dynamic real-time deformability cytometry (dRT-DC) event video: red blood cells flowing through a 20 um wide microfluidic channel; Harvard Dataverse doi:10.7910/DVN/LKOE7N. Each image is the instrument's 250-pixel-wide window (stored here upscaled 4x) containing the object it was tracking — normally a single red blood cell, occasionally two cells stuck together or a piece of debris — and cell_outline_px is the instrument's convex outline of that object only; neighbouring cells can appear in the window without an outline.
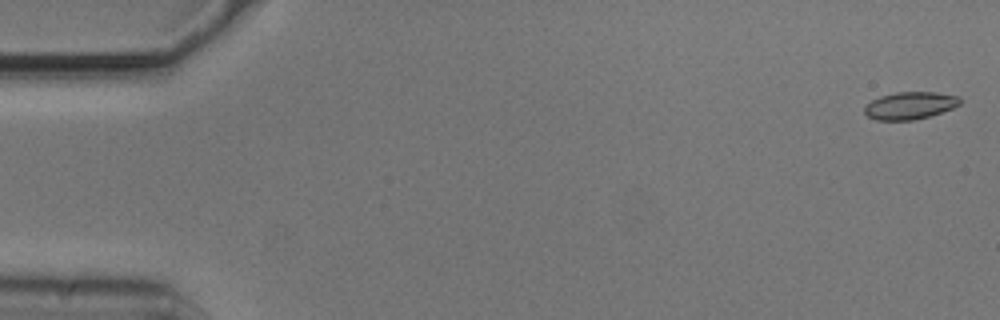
{"species": "common noctule bat (a hibernating species)", "species_latin": "Nyctalus noctula", "temperature_condition": "cold", "stored_images_in_passage": 55, "camera_frame_rate_fps": 3000, "um_per_image_px": 0.085, "animal": {"sex": "male", "body_mass_g": 20.5, "forearm_length_mm": 52.5}, "frame": {"image": 1, "passage_image": 2, "time_ms": 0.333, "image_size_px": [1000, 320], "cell_outline_px": [[960, 104], [952, 108], [928, 116], [912, 120], [876, 120], [868, 116], [864, 112], [864, 108], [872, 100], [880, 96], [896, 92], [936, 92], [960, 96]], "centroid_in_image_um": [77.34, 8.96], "position_along_channel_um": 7.7, "area_um2": 15.09}}
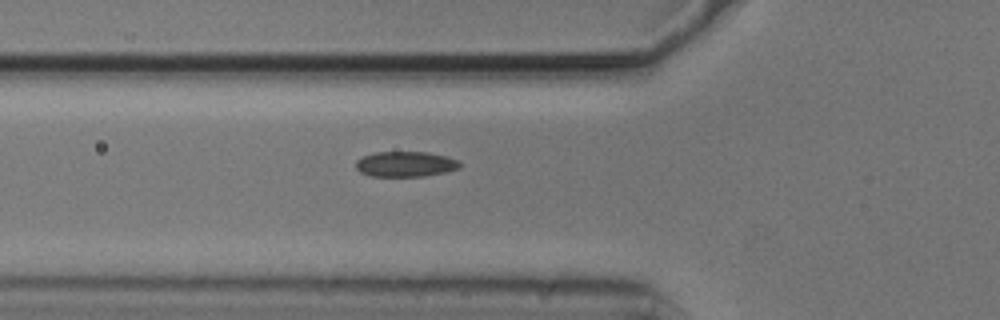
{"frame": {"image": 2, "passage_image": 20, "time_ms": 6.333, "image_size_px": [1000, 320], "cell_outline_px": [[460, 168], [444, 172], [424, 176], [372, 176], [360, 172], [356, 168], [356, 160], [364, 156], [376, 152], [428, 152], [448, 156], [460, 160]], "centroid_in_image_um": [34.5, 13.94], "position_along_channel_um": 91.3, "area_um2": 15.37}}
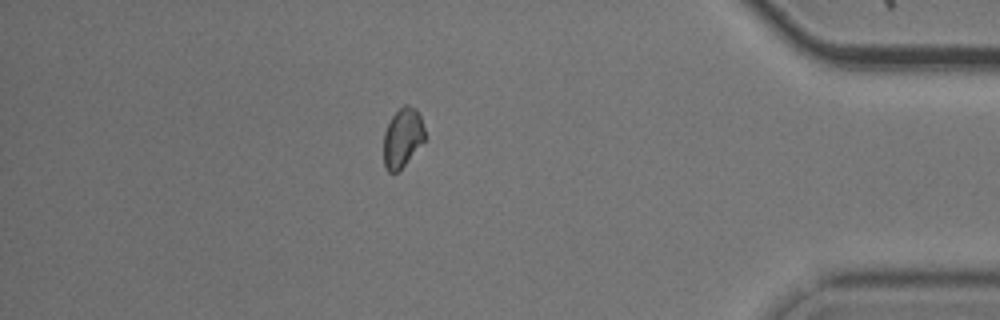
{"frame": {"image": 3, "passage_image": 48, "time_ms": 15.667, "image_size_px": [1000, 320], "cell_outline_px": [[424, 140], [404, 164], [396, 172], [388, 172], [384, 168], [384, 132], [392, 116], [404, 104], [408, 104], [416, 108], [420, 116], [424, 128]], "centroid_in_image_um": [34.2, 11.68], "position_along_channel_um": 401.0, "area_um2": 13.93}, "authors_computed_cell_mechanics": {"area_um2": 15.0858, "velocity_mm_per_s": 3.7224, "shape_relaxation_time_tau1_ms": 3.1628, "shape_relaxation_time_tau2_ms": 1.7053, "deformation_change_tau1": 0.0603, "deformation_change_tau2": 0.0531}}